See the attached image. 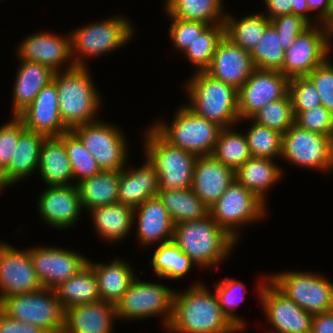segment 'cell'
<instances>
[{
	"mask_svg": "<svg viewBox=\"0 0 333 333\" xmlns=\"http://www.w3.org/2000/svg\"><path fill=\"white\" fill-rule=\"evenodd\" d=\"M183 291L175 290L173 313L165 329L170 333H239L223 313L215 291L195 281Z\"/></svg>",
	"mask_w": 333,
	"mask_h": 333,
	"instance_id": "cell-1",
	"label": "cell"
},
{
	"mask_svg": "<svg viewBox=\"0 0 333 333\" xmlns=\"http://www.w3.org/2000/svg\"><path fill=\"white\" fill-rule=\"evenodd\" d=\"M173 241L197 269L209 272L229 259L238 244L210 215L174 225Z\"/></svg>",
	"mask_w": 333,
	"mask_h": 333,
	"instance_id": "cell-2",
	"label": "cell"
},
{
	"mask_svg": "<svg viewBox=\"0 0 333 333\" xmlns=\"http://www.w3.org/2000/svg\"><path fill=\"white\" fill-rule=\"evenodd\" d=\"M89 70L88 67L75 66L54 74L61 120L69 130L100 120L97 115L104 100Z\"/></svg>",
	"mask_w": 333,
	"mask_h": 333,
	"instance_id": "cell-3",
	"label": "cell"
},
{
	"mask_svg": "<svg viewBox=\"0 0 333 333\" xmlns=\"http://www.w3.org/2000/svg\"><path fill=\"white\" fill-rule=\"evenodd\" d=\"M185 105L198 116L217 123L220 127L239 125L238 90L205 71L193 72L184 81Z\"/></svg>",
	"mask_w": 333,
	"mask_h": 333,
	"instance_id": "cell-4",
	"label": "cell"
},
{
	"mask_svg": "<svg viewBox=\"0 0 333 333\" xmlns=\"http://www.w3.org/2000/svg\"><path fill=\"white\" fill-rule=\"evenodd\" d=\"M134 26L126 15L121 14L71 30V56L75 66L88 67L92 57L114 53L130 43L137 30Z\"/></svg>",
	"mask_w": 333,
	"mask_h": 333,
	"instance_id": "cell-5",
	"label": "cell"
},
{
	"mask_svg": "<svg viewBox=\"0 0 333 333\" xmlns=\"http://www.w3.org/2000/svg\"><path fill=\"white\" fill-rule=\"evenodd\" d=\"M176 109L169 122L155 119L150 126L174 147L197 157L212 155L222 127L198 116L185 104Z\"/></svg>",
	"mask_w": 333,
	"mask_h": 333,
	"instance_id": "cell-6",
	"label": "cell"
},
{
	"mask_svg": "<svg viewBox=\"0 0 333 333\" xmlns=\"http://www.w3.org/2000/svg\"><path fill=\"white\" fill-rule=\"evenodd\" d=\"M143 131V156L155 166L159 190L191 188L197 156L165 141L150 125Z\"/></svg>",
	"mask_w": 333,
	"mask_h": 333,
	"instance_id": "cell-7",
	"label": "cell"
},
{
	"mask_svg": "<svg viewBox=\"0 0 333 333\" xmlns=\"http://www.w3.org/2000/svg\"><path fill=\"white\" fill-rule=\"evenodd\" d=\"M174 293L175 290L165 283L145 281L137 275L115 305L117 321H136L159 316L162 321L160 324L165 330L172 318Z\"/></svg>",
	"mask_w": 333,
	"mask_h": 333,
	"instance_id": "cell-8",
	"label": "cell"
},
{
	"mask_svg": "<svg viewBox=\"0 0 333 333\" xmlns=\"http://www.w3.org/2000/svg\"><path fill=\"white\" fill-rule=\"evenodd\" d=\"M314 271H283L268 280L304 311L316 315L333 310V281Z\"/></svg>",
	"mask_w": 333,
	"mask_h": 333,
	"instance_id": "cell-9",
	"label": "cell"
},
{
	"mask_svg": "<svg viewBox=\"0 0 333 333\" xmlns=\"http://www.w3.org/2000/svg\"><path fill=\"white\" fill-rule=\"evenodd\" d=\"M0 309L9 317L29 323L47 333H63L65 310L54 289L41 288L32 293L7 296Z\"/></svg>",
	"mask_w": 333,
	"mask_h": 333,
	"instance_id": "cell-10",
	"label": "cell"
},
{
	"mask_svg": "<svg viewBox=\"0 0 333 333\" xmlns=\"http://www.w3.org/2000/svg\"><path fill=\"white\" fill-rule=\"evenodd\" d=\"M267 208L254 193L234 179L223 195L209 208V215L239 243L240 228L261 222V219L266 217Z\"/></svg>",
	"mask_w": 333,
	"mask_h": 333,
	"instance_id": "cell-11",
	"label": "cell"
},
{
	"mask_svg": "<svg viewBox=\"0 0 333 333\" xmlns=\"http://www.w3.org/2000/svg\"><path fill=\"white\" fill-rule=\"evenodd\" d=\"M102 119L76 126L71 131L96 160L101 171H121L128 163L130 150L124 129Z\"/></svg>",
	"mask_w": 333,
	"mask_h": 333,
	"instance_id": "cell-12",
	"label": "cell"
},
{
	"mask_svg": "<svg viewBox=\"0 0 333 333\" xmlns=\"http://www.w3.org/2000/svg\"><path fill=\"white\" fill-rule=\"evenodd\" d=\"M282 159L292 167L329 175L333 172V139L293 123L282 134Z\"/></svg>",
	"mask_w": 333,
	"mask_h": 333,
	"instance_id": "cell-13",
	"label": "cell"
},
{
	"mask_svg": "<svg viewBox=\"0 0 333 333\" xmlns=\"http://www.w3.org/2000/svg\"><path fill=\"white\" fill-rule=\"evenodd\" d=\"M257 298L270 325L267 333H311L313 315L281 293L264 274L258 278Z\"/></svg>",
	"mask_w": 333,
	"mask_h": 333,
	"instance_id": "cell-14",
	"label": "cell"
},
{
	"mask_svg": "<svg viewBox=\"0 0 333 333\" xmlns=\"http://www.w3.org/2000/svg\"><path fill=\"white\" fill-rule=\"evenodd\" d=\"M332 51L327 26L311 25L285 51L280 72L288 79L307 76L331 56Z\"/></svg>",
	"mask_w": 333,
	"mask_h": 333,
	"instance_id": "cell-15",
	"label": "cell"
},
{
	"mask_svg": "<svg viewBox=\"0 0 333 333\" xmlns=\"http://www.w3.org/2000/svg\"><path fill=\"white\" fill-rule=\"evenodd\" d=\"M15 48L18 60L38 62L55 72L75 67L71 56V36L68 31L67 34L61 35L48 30H39L26 36Z\"/></svg>",
	"mask_w": 333,
	"mask_h": 333,
	"instance_id": "cell-16",
	"label": "cell"
},
{
	"mask_svg": "<svg viewBox=\"0 0 333 333\" xmlns=\"http://www.w3.org/2000/svg\"><path fill=\"white\" fill-rule=\"evenodd\" d=\"M34 270L43 288L54 289L84 267L88 258L78 250L36 245L28 247Z\"/></svg>",
	"mask_w": 333,
	"mask_h": 333,
	"instance_id": "cell-17",
	"label": "cell"
},
{
	"mask_svg": "<svg viewBox=\"0 0 333 333\" xmlns=\"http://www.w3.org/2000/svg\"><path fill=\"white\" fill-rule=\"evenodd\" d=\"M42 287L28 248L0 240V301L12 295L32 293Z\"/></svg>",
	"mask_w": 333,
	"mask_h": 333,
	"instance_id": "cell-18",
	"label": "cell"
},
{
	"mask_svg": "<svg viewBox=\"0 0 333 333\" xmlns=\"http://www.w3.org/2000/svg\"><path fill=\"white\" fill-rule=\"evenodd\" d=\"M289 93V79L280 71L255 68L238 90L240 120L251 118L266 104Z\"/></svg>",
	"mask_w": 333,
	"mask_h": 333,
	"instance_id": "cell-19",
	"label": "cell"
},
{
	"mask_svg": "<svg viewBox=\"0 0 333 333\" xmlns=\"http://www.w3.org/2000/svg\"><path fill=\"white\" fill-rule=\"evenodd\" d=\"M45 188V189H44ZM37 197L36 207L42 222L50 228L66 230L77 225L83 208L75 184L45 186Z\"/></svg>",
	"mask_w": 333,
	"mask_h": 333,
	"instance_id": "cell-20",
	"label": "cell"
},
{
	"mask_svg": "<svg viewBox=\"0 0 333 333\" xmlns=\"http://www.w3.org/2000/svg\"><path fill=\"white\" fill-rule=\"evenodd\" d=\"M133 227L141 249L173 240L174 223L158 196L134 208Z\"/></svg>",
	"mask_w": 333,
	"mask_h": 333,
	"instance_id": "cell-21",
	"label": "cell"
},
{
	"mask_svg": "<svg viewBox=\"0 0 333 333\" xmlns=\"http://www.w3.org/2000/svg\"><path fill=\"white\" fill-rule=\"evenodd\" d=\"M254 69L250 52L234 44L224 35L218 42L211 64L205 72L239 90Z\"/></svg>",
	"mask_w": 333,
	"mask_h": 333,
	"instance_id": "cell-22",
	"label": "cell"
},
{
	"mask_svg": "<svg viewBox=\"0 0 333 333\" xmlns=\"http://www.w3.org/2000/svg\"><path fill=\"white\" fill-rule=\"evenodd\" d=\"M58 99V89L52 80L17 117L23 122L25 129L46 137L60 136L69 129L61 120Z\"/></svg>",
	"mask_w": 333,
	"mask_h": 333,
	"instance_id": "cell-23",
	"label": "cell"
},
{
	"mask_svg": "<svg viewBox=\"0 0 333 333\" xmlns=\"http://www.w3.org/2000/svg\"><path fill=\"white\" fill-rule=\"evenodd\" d=\"M235 179V171L213 155L197 157L194 164L192 190L210 208Z\"/></svg>",
	"mask_w": 333,
	"mask_h": 333,
	"instance_id": "cell-24",
	"label": "cell"
},
{
	"mask_svg": "<svg viewBox=\"0 0 333 333\" xmlns=\"http://www.w3.org/2000/svg\"><path fill=\"white\" fill-rule=\"evenodd\" d=\"M144 157L143 164L138 165V168L128 165V161L127 165L119 171V203L135 208L147 199L157 196L158 173L149 159Z\"/></svg>",
	"mask_w": 333,
	"mask_h": 333,
	"instance_id": "cell-25",
	"label": "cell"
},
{
	"mask_svg": "<svg viewBox=\"0 0 333 333\" xmlns=\"http://www.w3.org/2000/svg\"><path fill=\"white\" fill-rule=\"evenodd\" d=\"M116 307L104 301L80 304L65 310L63 333H115Z\"/></svg>",
	"mask_w": 333,
	"mask_h": 333,
	"instance_id": "cell-26",
	"label": "cell"
},
{
	"mask_svg": "<svg viewBox=\"0 0 333 333\" xmlns=\"http://www.w3.org/2000/svg\"><path fill=\"white\" fill-rule=\"evenodd\" d=\"M11 89V116H18L35 99L41 89L53 80L55 71L38 62L19 60Z\"/></svg>",
	"mask_w": 333,
	"mask_h": 333,
	"instance_id": "cell-27",
	"label": "cell"
},
{
	"mask_svg": "<svg viewBox=\"0 0 333 333\" xmlns=\"http://www.w3.org/2000/svg\"><path fill=\"white\" fill-rule=\"evenodd\" d=\"M87 213L91 216L96 236L103 242L113 245L133 232V207L116 202L93 208Z\"/></svg>",
	"mask_w": 333,
	"mask_h": 333,
	"instance_id": "cell-28",
	"label": "cell"
},
{
	"mask_svg": "<svg viewBox=\"0 0 333 333\" xmlns=\"http://www.w3.org/2000/svg\"><path fill=\"white\" fill-rule=\"evenodd\" d=\"M87 263L93 268L97 277L101 300L112 305H116L120 301L137 276V272L128 261L126 262V258L115 257L108 263L93 262L88 258Z\"/></svg>",
	"mask_w": 333,
	"mask_h": 333,
	"instance_id": "cell-29",
	"label": "cell"
},
{
	"mask_svg": "<svg viewBox=\"0 0 333 333\" xmlns=\"http://www.w3.org/2000/svg\"><path fill=\"white\" fill-rule=\"evenodd\" d=\"M37 174L46 186L74 184L70 161L60 136L45 137Z\"/></svg>",
	"mask_w": 333,
	"mask_h": 333,
	"instance_id": "cell-30",
	"label": "cell"
},
{
	"mask_svg": "<svg viewBox=\"0 0 333 333\" xmlns=\"http://www.w3.org/2000/svg\"><path fill=\"white\" fill-rule=\"evenodd\" d=\"M279 165L277 160L251 157L235 171V179L266 204L267 193L284 175Z\"/></svg>",
	"mask_w": 333,
	"mask_h": 333,
	"instance_id": "cell-31",
	"label": "cell"
},
{
	"mask_svg": "<svg viewBox=\"0 0 333 333\" xmlns=\"http://www.w3.org/2000/svg\"><path fill=\"white\" fill-rule=\"evenodd\" d=\"M45 137L28 129L20 134L14 155L5 169L6 177L13 186L37 173L41 147Z\"/></svg>",
	"mask_w": 333,
	"mask_h": 333,
	"instance_id": "cell-32",
	"label": "cell"
},
{
	"mask_svg": "<svg viewBox=\"0 0 333 333\" xmlns=\"http://www.w3.org/2000/svg\"><path fill=\"white\" fill-rule=\"evenodd\" d=\"M163 4L167 17L209 25L224 24L227 13L223 0H163Z\"/></svg>",
	"mask_w": 333,
	"mask_h": 333,
	"instance_id": "cell-33",
	"label": "cell"
},
{
	"mask_svg": "<svg viewBox=\"0 0 333 333\" xmlns=\"http://www.w3.org/2000/svg\"><path fill=\"white\" fill-rule=\"evenodd\" d=\"M54 291L64 310L75 305L101 301L97 277L88 263L72 277L55 287Z\"/></svg>",
	"mask_w": 333,
	"mask_h": 333,
	"instance_id": "cell-34",
	"label": "cell"
},
{
	"mask_svg": "<svg viewBox=\"0 0 333 333\" xmlns=\"http://www.w3.org/2000/svg\"><path fill=\"white\" fill-rule=\"evenodd\" d=\"M76 185L84 213L118 202L119 171H101Z\"/></svg>",
	"mask_w": 333,
	"mask_h": 333,
	"instance_id": "cell-35",
	"label": "cell"
},
{
	"mask_svg": "<svg viewBox=\"0 0 333 333\" xmlns=\"http://www.w3.org/2000/svg\"><path fill=\"white\" fill-rule=\"evenodd\" d=\"M228 12L224 21L225 36L245 51L251 52L271 24L270 19L262 12L249 13L241 18Z\"/></svg>",
	"mask_w": 333,
	"mask_h": 333,
	"instance_id": "cell-36",
	"label": "cell"
},
{
	"mask_svg": "<svg viewBox=\"0 0 333 333\" xmlns=\"http://www.w3.org/2000/svg\"><path fill=\"white\" fill-rule=\"evenodd\" d=\"M154 252L148 262L159 279L177 281L190 274L196 264L170 240L168 242L153 246Z\"/></svg>",
	"mask_w": 333,
	"mask_h": 333,
	"instance_id": "cell-37",
	"label": "cell"
},
{
	"mask_svg": "<svg viewBox=\"0 0 333 333\" xmlns=\"http://www.w3.org/2000/svg\"><path fill=\"white\" fill-rule=\"evenodd\" d=\"M157 196L167 209L174 225L205 218L209 208L192 188L159 190Z\"/></svg>",
	"mask_w": 333,
	"mask_h": 333,
	"instance_id": "cell-38",
	"label": "cell"
},
{
	"mask_svg": "<svg viewBox=\"0 0 333 333\" xmlns=\"http://www.w3.org/2000/svg\"><path fill=\"white\" fill-rule=\"evenodd\" d=\"M238 125L222 128L219 132L213 156L225 166L236 171L252 157L244 131L235 129Z\"/></svg>",
	"mask_w": 333,
	"mask_h": 333,
	"instance_id": "cell-39",
	"label": "cell"
},
{
	"mask_svg": "<svg viewBox=\"0 0 333 333\" xmlns=\"http://www.w3.org/2000/svg\"><path fill=\"white\" fill-rule=\"evenodd\" d=\"M241 121L242 124L244 121H250L248 129L244 130V133L252 157L280 160L282 153V134L267 126L256 123L251 118L240 120L239 123H241Z\"/></svg>",
	"mask_w": 333,
	"mask_h": 333,
	"instance_id": "cell-40",
	"label": "cell"
},
{
	"mask_svg": "<svg viewBox=\"0 0 333 333\" xmlns=\"http://www.w3.org/2000/svg\"><path fill=\"white\" fill-rule=\"evenodd\" d=\"M213 290L218 296L220 307L226 317L241 331L246 329L247 320L240 315L236 310L245 300V295L248 292L243 281L236 278L224 277L219 282L212 283Z\"/></svg>",
	"mask_w": 333,
	"mask_h": 333,
	"instance_id": "cell-41",
	"label": "cell"
},
{
	"mask_svg": "<svg viewBox=\"0 0 333 333\" xmlns=\"http://www.w3.org/2000/svg\"><path fill=\"white\" fill-rule=\"evenodd\" d=\"M224 35V24L209 25L185 51L183 57L193 69L195 67V72L205 71L210 66L217 44Z\"/></svg>",
	"mask_w": 333,
	"mask_h": 333,
	"instance_id": "cell-42",
	"label": "cell"
},
{
	"mask_svg": "<svg viewBox=\"0 0 333 333\" xmlns=\"http://www.w3.org/2000/svg\"><path fill=\"white\" fill-rule=\"evenodd\" d=\"M284 54L280 36L272 24L267 27L260 42L250 52L255 68L274 71L282 70Z\"/></svg>",
	"mask_w": 333,
	"mask_h": 333,
	"instance_id": "cell-43",
	"label": "cell"
},
{
	"mask_svg": "<svg viewBox=\"0 0 333 333\" xmlns=\"http://www.w3.org/2000/svg\"><path fill=\"white\" fill-rule=\"evenodd\" d=\"M60 137L64 141L75 185L101 172L94 157L71 130L62 133Z\"/></svg>",
	"mask_w": 333,
	"mask_h": 333,
	"instance_id": "cell-44",
	"label": "cell"
},
{
	"mask_svg": "<svg viewBox=\"0 0 333 333\" xmlns=\"http://www.w3.org/2000/svg\"><path fill=\"white\" fill-rule=\"evenodd\" d=\"M294 117L292 101L288 93L285 97L266 104L251 119L260 125L284 134L294 123Z\"/></svg>",
	"mask_w": 333,
	"mask_h": 333,
	"instance_id": "cell-45",
	"label": "cell"
},
{
	"mask_svg": "<svg viewBox=\"0 0 333 333\" xmlns=\"http://www.w3.org/2000/svg\"><path fill=\"white\" fill-rule=\"evenodd\" d=\"M171 20L168 35L172 46L180 54H184L197 37L209 26L200 21H187L179 18L168 17Z\"/></svg>",
	"mask_w": 333,
	"mask_h": 333,
	"instance_id": "cell-46",
	"label": "cell"
},
{
	"mask_svg": "<svg viewBox=\"0 0 333 333\" xmlns=\"http://www.w3.org/2000/svg\"><path fill=\"white\" fill-rule=\"evenodd\" d=\"M289 94L294 116L321 105L318 91L307 76L289 79Z\"/></svg>",
	"mask_w": 333,
	"mask_h": 333,
	"instance_id": "cell-47",
	"label": "cell"
},
{
	"mask_svg": "<svg viewBox=\"0 0 333 333\" xmlns=\"http://www.w3.org/2000/svg\"><path fill=\"white\" fill-rule=\"evenodd\" d=\"M294 123L301 128L333 139V114L322 105L297 113Z\"/></svg>",
	"mask_w": 333,
	"mask_h": 333,
	"instance_id": "cell-48",
	"label": "cell"
},
{
	"mask_svg": "<svg viewBox=\"0 0 333 333\" xmlns=\"http://www.w3.org/2000/svg\"><path fill=\"white\" fill-rule=\"evenodd\" d=\"M307 77L315 85L321 99V105L333 114V61L330 56Z\"/></svg>",
	"mask_w": 333,
	"mask_h": 333,
	"instance_id": "cell-49",
	"label": "cell"
},
{
	"mask_svg": "<svg viewBox=\"0 0 333 333\" xmlns=\"http://www.w3.org/2000/svg\"><path fill=\"white\" fill-rule=\"evenodd\" d=\"M25 130L17 116L0 126V166L6 169L14 155L20 134Z\"/></svg>",
	"mask_w": 333,
	"mask_h": 333,
	"instance_id": "cell-50",
	"label": "cell"
},
{
	"mask_svg": "<svg viewBox=\"0 0 333 333\" xmlns=\"http://www.w3.org/2000/svg\"><path fill=\"white\" fill-rule=\"evenodd\" d=\"M270 21L280 36L282 49L284 51L293 44L298 35L302 34L311 26L306 20L295 14L279 16Z\"/></svg>",
	"mask_w": 333,
	"mask_h": 333,
	"instance_id": "cell-51",
	"label": "cell"
},
{
	"mask_svg": "<svg viewBox=\"0 0 333 333\" xmlns=\"http://www.w3.org/2000/svg\"><path fill=\"white\" fill-rule=\"evenodd\" d=\"M0 333H47L40 327L11 318L0 309Z\"/></svg>",
	"mask_w": 333,
	"mask_h": 333,
	"instance_id": "cell-52",
	"label": "cell"
},
{
	"mask_svg": "<svg viewBox=\"0 0 333 333\" xmlns=\"http://www.w3.org/2000/svg\"><path fill=\"white\" fill-rule=\"evenodd\" d=\"M310 13L313 11L314 17L322 24H327L333 17V10L330 0H306Z\"/></svg>",
	"mask_w": 333,
	"mask_h": 333,
	"instance_id": "cell-53",
	"label": "cell"
},
{
	"mask_svg": "<svg viewBox=\"0 0 333 333\" xmlns=\"http://www.w3.org/2000/svg\"><path fill=\"white\" fill-rule=\"evenodd\" d=\"M265 4V11L262 13L270 20L279 16L291 14L292 0H262Z\"/></svg>",
	"mask_w": 333,
	"mask_h": 333,
	"instance_id": "cell-54",
	"label": "cell"
},
{
	"mask_svg": "<svg viewBox=\"0 0 333 333\" xmlns=\"http://www.w3.org/2000/svg\"><path fill=\"white\" fill-rule=\"evenodd\" d=\"M311 333H333V310L313 315Z\"/></svg>",
	"mask_w": 333,
	"mask_h": 333,
	"instance_id": "cell-55",
	"label": "cell"
},
{
	"mask_svg": "<svg viewBox=\"0 0 333 333\" xmlns=\"http://www.w3.org/2000/svg\"><path fill=\"white\" fill-rule=\"evenodd\" d=\"M291 14L303 18L310 25L320 24V22L314 17V13H310L306 0H292Z\"/></svg>",
	"mask_w": 333,
	"mask_h": 333,
	"instance_id": "cell-56",
	"label": "cell"
},
{
	"mask_svg": "<svg viewBox=\"0 0 333 333\" xmlns=\"http://www.w3.org/2000/svg\"><path fill=\"white\" fill-rule=\"evenodd\" d=\"M12 183L7 179L5 169L0 166V191L12 187Z\"/></svg>",
	"mask_w": 333,
	"mask_h": 333,
	"instance_id": "cell-57",
	"label": "cell"
},
{
	"mask_svg": "<svg viewBox=\"0 0 333 333\" xmlns=\"http://www.w3.org/2000/svg\"><path fill=\"white\" fill-rule=\"evenodd\" d=\"M327 26V31H328V37H329V41L331 43V46L333 48V17L331 18V20L326 24Z\"/></svg>",
	"mask_w": 333,
	"mask_h": 333,
	"instance_id": "cell-58",
	"label": "cell"
},
{
	"mask_svg": "<svg viewBox=\"0 0 333 333\" xmlns=\"http://www.w3.org/2000/svg\"><path fill=\"white\" fill-rule=\"evenodd\" d=\"M330 4H331L332 10H333V0H330Z\"/></svg>",
	"mask_w": 333,
	"mask_h": 333,
	"instance_id": "cell-59",
	"label": "cell"
}]
</instances>
